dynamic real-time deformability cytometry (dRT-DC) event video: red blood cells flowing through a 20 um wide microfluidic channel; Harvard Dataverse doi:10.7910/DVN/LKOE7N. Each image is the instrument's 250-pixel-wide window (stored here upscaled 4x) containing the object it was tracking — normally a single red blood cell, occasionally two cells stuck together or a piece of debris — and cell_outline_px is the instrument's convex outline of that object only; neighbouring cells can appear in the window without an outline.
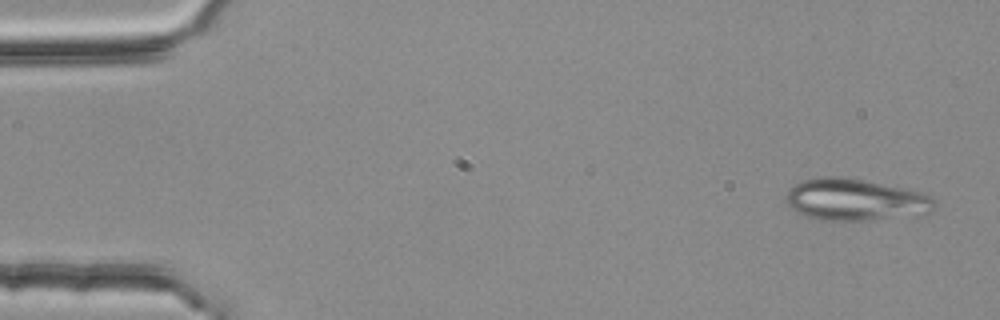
{"species": "common noctule bat (a hibernating species)", "species_latin": "Nyctalus noctula", "temperature_condition": "room temperature", "stored_images_in_passage": 52, "camera_frame_rate_fps": 3000, "um_per_image_px": 0.085, "animal": {"sex": "female", "body_mass_g": 25.1}, "frame": {"image": 1, "passage_image": 1, "time_ms": 0.0, "image_size_px": [1000, 320], "cell_outline_px": [[936, 208], [932, 212], [920, 216], [868, 220], [820, 220], [804, 216], [796, 212], [788, 204], [784, 196], [788, 188], [804, 180], [820, 176], [840, 176], [904, 188], [932, 196], [936, 200]], "centroid_in_image_um": [72.73, 16.99], "position_along_channel_um": 12.3, "area_um2": 36.65}}
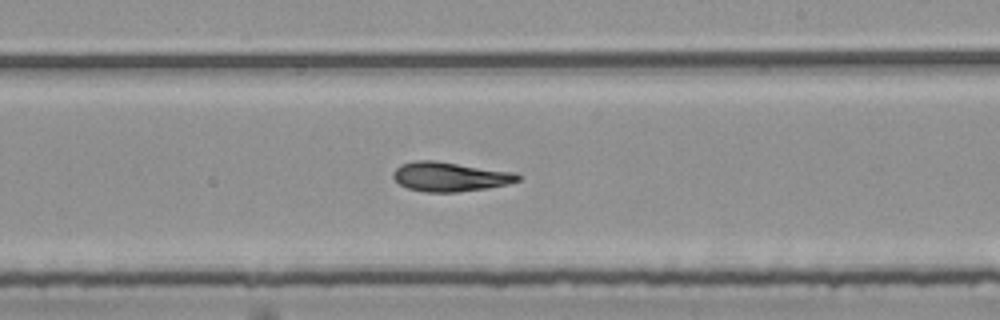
{"frame": {"image": 2, "passage_image": 30, "time_ms": 9.667, "image_size_px": [1000, 320], "cell_outline_px": [[520, 180], [508, 184], [488, 188], [456, 192], [424, 192], [408, 188], [400, 184], [392, 176], [392, 172], [400, 164], [416, 160], [436, 160], [516, 172], [520, 176]], "centroid_in_image_um": [38.25, 15.01], "position_along_channel_um": 250.7, "area_um2": 21.56}}
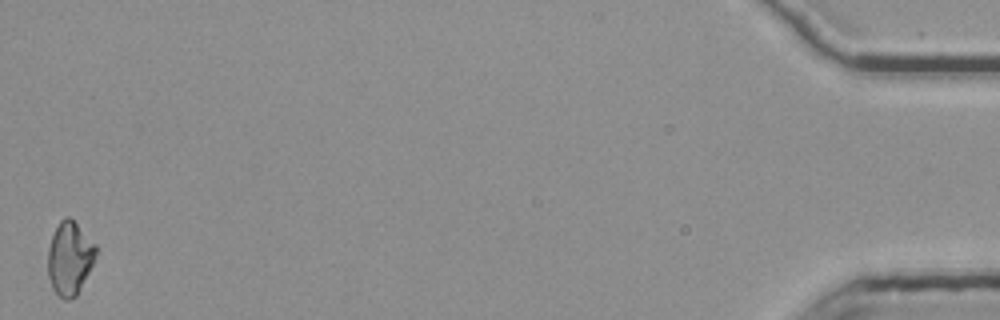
{"frame": {"image": 3, "passage_image": 52, "time_ms": 17.0, "image_size_px": [1000, 320], "cell_outline_px": [[96, 256], [76, 296], [68, 300], [64, 300], [52, 288], [48, 276], [48, 248], [52, 236], [60, 220], [64, 216], [68, 216], [96, 244]], "centroid_in_image_um": [5.91, 21.95], "position_along_channel_um": 429.3, "area_um2": 20.17}, "authors_computed_cell_mechanics": {"area_um2": 21.1548, "velocity_mm_per_s": 3.7791, "shape_relaxation_time_tau1_ms": 7.3086, "shape_relaxation_time_tau2_ms": 2.5744, "deformation_change_tau1": 0.1667, "deformation_change_tau2": 0.0943}}